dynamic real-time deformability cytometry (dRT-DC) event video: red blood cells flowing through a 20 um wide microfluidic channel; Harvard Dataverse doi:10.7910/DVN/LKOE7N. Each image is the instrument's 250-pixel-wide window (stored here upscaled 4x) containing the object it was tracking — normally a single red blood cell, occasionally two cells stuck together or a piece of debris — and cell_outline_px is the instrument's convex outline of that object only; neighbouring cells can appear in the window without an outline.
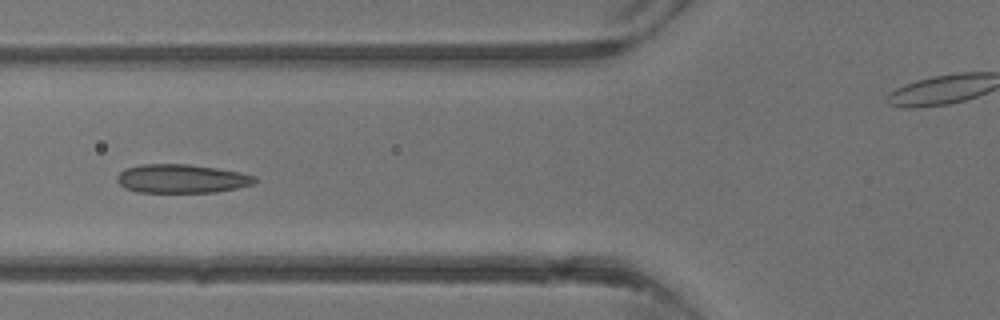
{"species": "common noctule bat (a hibernating species)", "species_latin": "Nyctalus noctula", "temperature_condition": "warm", "stored_images_in_passage": 5, "segment_of_instrument_passage": [1, 2], "camera_frame_rate_fps": 3000, "um_per_image_px": 0.085, "animal": {"sex": "male", "body_mass_g": 13.3}, "frame": {"image": 1, "passage_image": 4, "time_ms": 3.333, "image_size_px": [1000, 320], "cell_outline_px": [[256, 180], [252, 184], [236, 188], [216, 192], [136, 192], [124, 188], [116, 180], [116, 176], [124, 168], [140, 164], [188, 164], [216, 168], [240, 172], [256, 176]], "centroid_in_image_um": [15.39, 15.18], "position_along_channel_um": 110.4, "area_um2": 23.12}}